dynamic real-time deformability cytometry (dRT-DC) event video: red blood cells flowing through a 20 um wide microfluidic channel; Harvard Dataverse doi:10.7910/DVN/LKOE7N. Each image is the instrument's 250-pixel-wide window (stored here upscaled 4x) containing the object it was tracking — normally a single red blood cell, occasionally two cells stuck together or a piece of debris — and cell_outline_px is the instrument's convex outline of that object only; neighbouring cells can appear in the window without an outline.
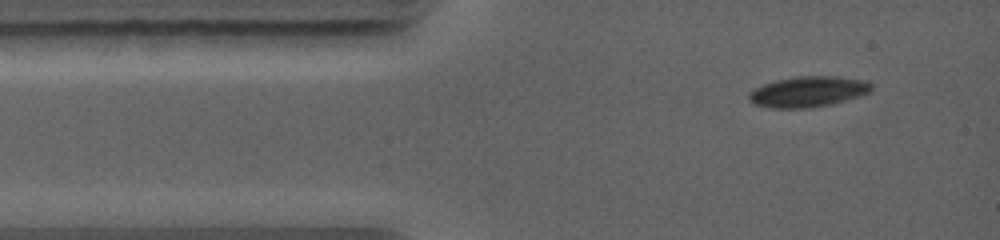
{"species": "common noctule bat (a hibernating species)", "species_latin": "Nyctalus noctula", "temperature_condition": "warm", "stored_images_in_passage": 4, "segment_of_instrument_passage": [2, 2], "camera_frame_rate_fps": 5000, "um_per_image_px": 0.085, "animal": {"sex": "female", "body_mass_g": 19.0, "forearm_length_mm": 56.7}, "frame": {"image": 1, "passage_image": 4, "time_ms": 3.4, "image_size_px": [1000, 240], "cell_outline_px": [[872, 92], [860, 96], [832, 104], [812, 108], [772, 108], [756, 104], [748, 100], [748, 92], [764, 84], [776, 80], [796, 76], [836, 76], [864, 80], [872, 84]], "centroid_in_image_um": [68.71, 7.79], "position_along_channel_um": 16.3, "area_um2": 22.02}}